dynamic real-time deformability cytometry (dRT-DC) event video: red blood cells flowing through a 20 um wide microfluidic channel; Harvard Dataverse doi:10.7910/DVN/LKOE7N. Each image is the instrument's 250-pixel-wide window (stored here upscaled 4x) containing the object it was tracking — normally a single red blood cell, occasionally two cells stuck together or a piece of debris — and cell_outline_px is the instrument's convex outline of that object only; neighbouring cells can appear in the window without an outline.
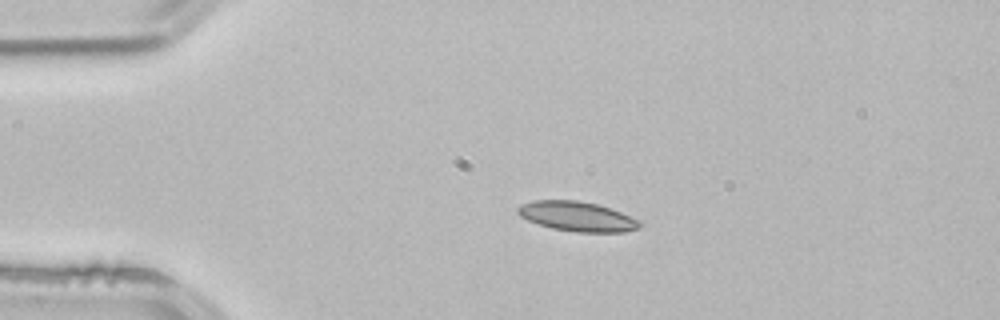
{"species": "common noctule bat (a hibernating species)", "species_latin": "Nyctalus noctula", "temperature_condition": "room temperature", "stored_images_in_passage": 3, "camera_frame_rate_fps": 3000, "um_per_image_px": 0.085, "animal": {"sex": "male", "body_mass_g": 21.5, "forearm_length_mm": 52.0}, "frame": {"image": 1, "passage_image": 2, "time_ms": 0.333, "image_size_px": [1000, 320], "cell_outline_px": [[640, 228], [624, 232], [576, 232], [552, 228], [528, 220], [520, 216], [516, 212], [516, 208], [520, 204], [532, 200], [576, 200], [596, 204], [620, 212], [636, 220], [640, 224]], "centroid_in_image_um": [48.98, 18.39], "position_along_channel_um": 36.0, "area_um2": 20.87}}